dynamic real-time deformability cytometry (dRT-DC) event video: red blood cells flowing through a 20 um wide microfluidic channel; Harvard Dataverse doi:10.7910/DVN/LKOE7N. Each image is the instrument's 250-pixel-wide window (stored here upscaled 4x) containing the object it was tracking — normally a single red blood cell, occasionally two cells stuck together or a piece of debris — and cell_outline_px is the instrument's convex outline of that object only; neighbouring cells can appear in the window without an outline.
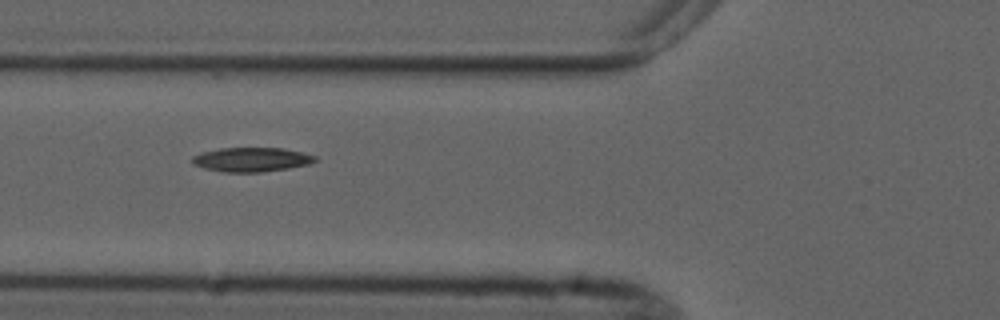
{"species": "common noctule bat (a hibernating species)", "species_latin": "Nyctalus noctula", "temperature_condition": "cold", "stored_images_in_passage": 7, "camera_frame_rate_fps": 3000, "um_per_image_px": 0.085, "animal": {"sex": "male", "forearm_length_mm": 52.5}, "frame": {"image": 1, "passage_image": 3, "time_ms": 3.667, "image_size_px": [1000, 320], "cell_outline_px": [[320, 160], [308, 164], [288, 168], [260, 172], [224, 172], [204, 168], [192, 164], [192, 156], [204, 152], [220, 148], [284, 148], [316, 156]], "centroid_in_image_um": [21.39, 13.56], "position_along_channel_um": 104.4, "area_um2": 17.28}}
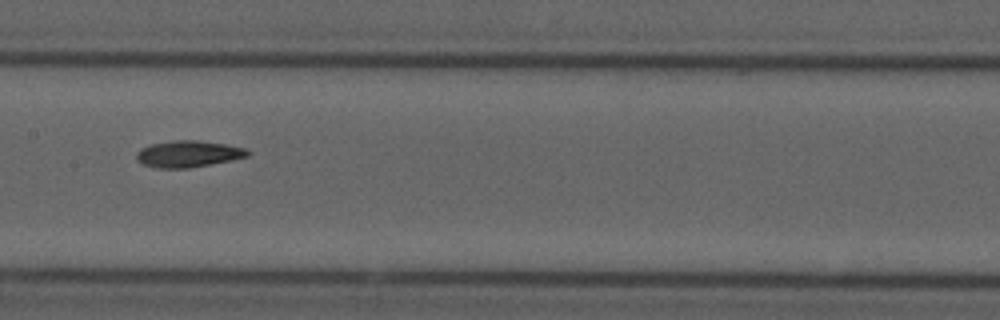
{"frame": {"image": 2, "passage_image": 5, "time_ms": 6.0, "image_size_px": [1000, 320], "cell_outline_px": [[252, 152], [248, 156], [232, 160], [188, 168], [160, 168], [144, 164], [136, 160], [136, 152], [140, 148], [152, 144], [172, 140], [196, 140], [228, 144], [248, 148]], "centroid_in_image_um": [16.04, 13.07], "position_along_channel_um": 191.4, "area_um2": 17.34}}
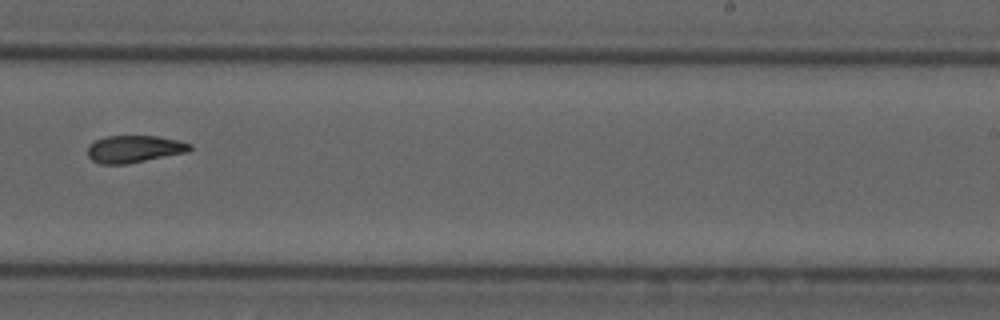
{"frame": {"image": 3, "passage_image": 7, "time_ms": 8.333, "image_size_px": [1000, 320], "cell_outline_px": [[192, 148], [188, 152], [128, 164], [100, 164], [92, 160], [88, 156], [88, 144], [96, 140], [108, 136], [156, 136], [180, 140], [192, 144]], "centroid_in_image_um": [11.43, 12.67], "position_along_channel_um": 277.6, "area_um2": 16.36}}